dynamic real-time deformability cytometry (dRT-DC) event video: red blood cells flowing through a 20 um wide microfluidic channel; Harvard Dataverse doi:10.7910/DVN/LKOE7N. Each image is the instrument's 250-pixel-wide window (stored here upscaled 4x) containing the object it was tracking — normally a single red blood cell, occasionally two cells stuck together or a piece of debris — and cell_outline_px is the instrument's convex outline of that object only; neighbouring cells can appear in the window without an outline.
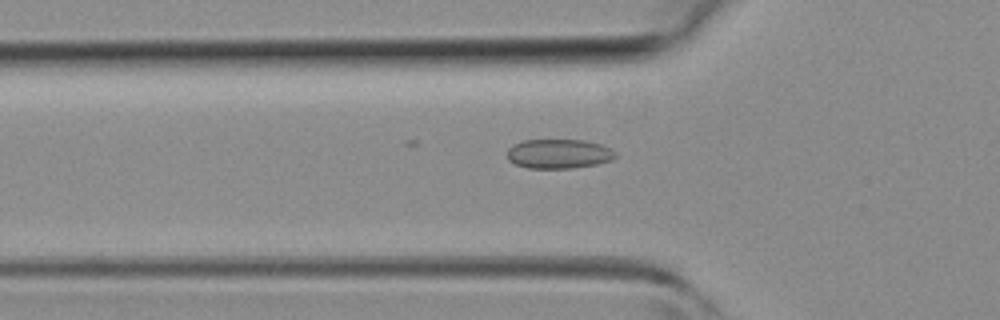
{"species": "common noctule bat (a hibernating species)", "species_latin": "Nyctalus noctula", "temperature_condition": "room temperature", "stored_images_in_passage": 40, "camera_frame_rate_fps": 3000, "um_per_image_px": 0.085, "animal": {"sex": "female", "body_mass_g": 19.3, "forearm_length_mm": 54.1}, "frame": {"image": 1, "passage_image": 10, "time_ms": 3.0, "image_size_px": [1000, 320], "cell_outline_px": [[616, 156], [612, 160], [596, 164], [572, 168], [528, 168], [516, 164], [508, 160], [508, 148], [512, 144], [524, 140], [584, 140], [600, 144], [612, 148], [616, 152]], "centroid_in_image_um": [47.51, 13.07], "position_along_channel_um": 78.3, "area_um2": 18.61}}
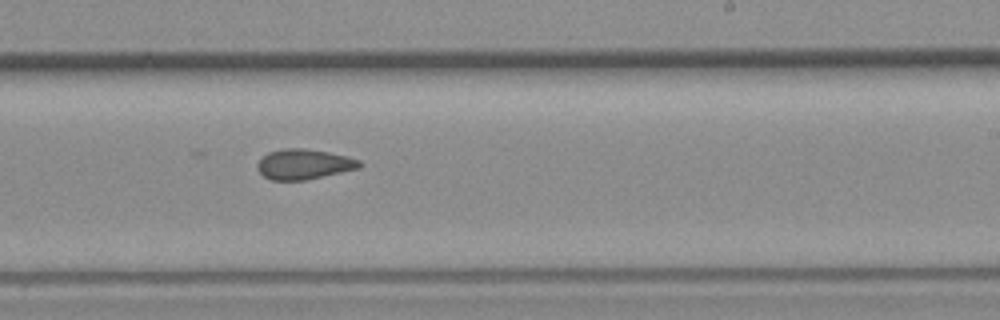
{"frame": {"image": 2, "passage_image": 22, "time_ms": 7.0, "image_size_px": [1000, 320], "cell_outline_px": [[364, 164], [360, 168], [304, 180], [272, 180], [264, 176], [256, 168], [256, 164], [268, 152], [284, 148], [304, 148], [328, 152], [348, 156], [360, 160]], "centroid_in_image_um": [25.85, 13.95], "position_along_channel_um": 263.2, "area_um2": 17.98}}
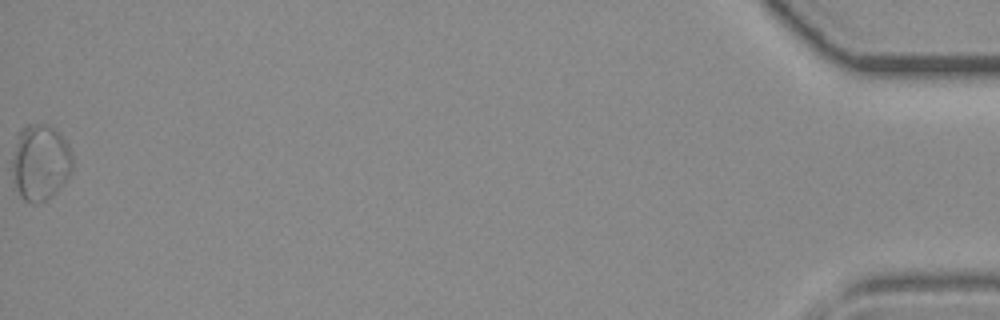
{"frame": {"image": 3, "passage_image": 40, "time_ms": 13.0, "image_size_px": [1000, 320], "cell_outline_px": [[72, 172], [48, 200], [36, 204], [28, 204], [20, 196], [16, 188], [12, 164], [12, 160], [16, 132], [24, 124], [44, 124], [60, 132], [68, 144], [72, 152]], "centroid_in_image_um": [3.41, 13.79], "position_along_channel_um": 431.8, "area_um2": 27.17}}